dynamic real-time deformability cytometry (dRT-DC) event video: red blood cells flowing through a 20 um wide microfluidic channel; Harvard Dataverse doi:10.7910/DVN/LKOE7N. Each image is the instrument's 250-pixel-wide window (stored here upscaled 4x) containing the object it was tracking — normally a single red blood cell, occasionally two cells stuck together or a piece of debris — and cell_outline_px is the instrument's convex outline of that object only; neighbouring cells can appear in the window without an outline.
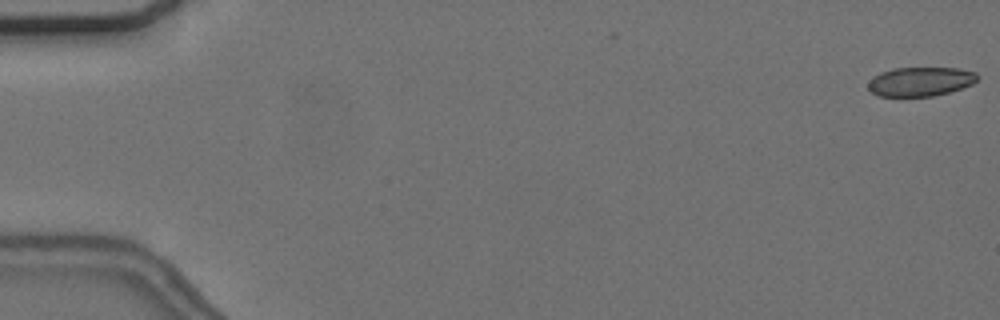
{"species": "common noctule bat (a hibernating species)", "species_latin": "Nyctalus noctula", "temperature_condition": "cold", "stored_images_in_passage": 2, "camera_frame_rate_fps": 3000, "um_per_image_px": 0.085, "animal": {"sex": "female", "body_mass_g": 24.6, "forearm_length_mm": 56.2}, "frame": {"image": 1, "passage_image": 2, "time_ms": 0.333, "image_size_px": [1000, 320], "cell_outline_px": [[980, 76], [972, 84], [948, 92], [932, 96], [880, 96], [872, 92], [868, 88], [868, 80], [872, 76], [880, 72], [892, 68], [960, 68], [976, 72]], "centroid_in_image_um": [78.22, 6.92], "position_along_channel_um": 6.8, "area_um2": 18.61}}